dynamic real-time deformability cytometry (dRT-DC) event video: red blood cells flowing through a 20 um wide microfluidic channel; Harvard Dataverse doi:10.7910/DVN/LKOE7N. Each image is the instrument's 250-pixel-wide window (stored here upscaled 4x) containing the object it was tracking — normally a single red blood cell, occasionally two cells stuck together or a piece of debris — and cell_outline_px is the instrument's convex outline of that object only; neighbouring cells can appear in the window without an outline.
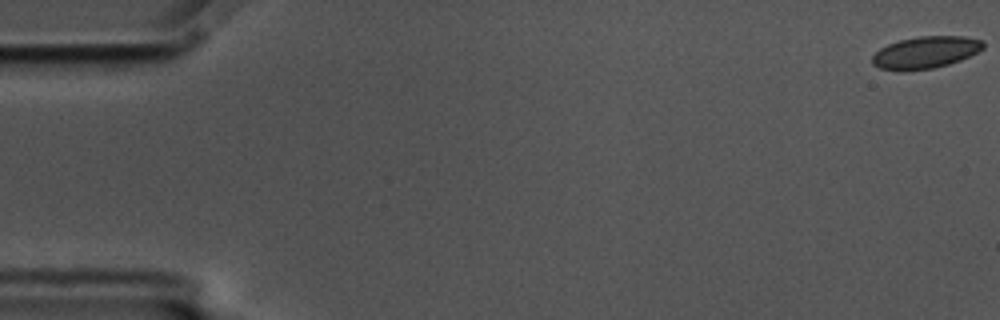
{"species": "common noctule bat (a hibernating species)", "species_latin": "Nyctalus noctula", "temperature_condition": "cold", "stored_images_in_passage": 59, "camera_frame_rate_fps": 3000, "um_per_image_px": 0.085, "animal": {"sex": "male", "body_mass_g": 17.5, "forearm_length_mm": 52.3}, "frame": {"image": 1, "passage_image": 1, "time_ms": 0.0, "image_size_px": [1000, 320], "cell_outline_px": [[984, 48], [960, 60], [948, 64], [932, 68], [900, 72], [880, 68], [872, 64], [872, 56], [880, 48], [888, 44], [900, 40], [920, 36], [964, 36], [984, 40]], "centroid_in_image_um": [78.65, 4.46], "position_along_channel_um": 6.4, "area_um2": 20.75}}
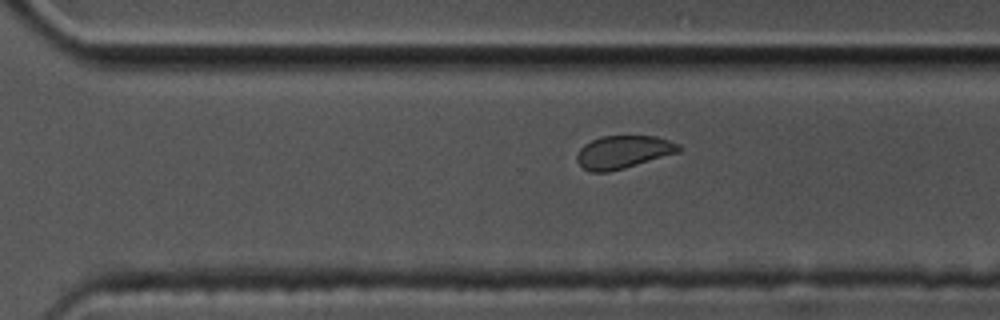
{"frame": {"image": 2, "passage_image": 41, "time_ms": 13.333, "image_size_px": [1000, 320], "cell_outline_px": [[680, 152], [624, 168], [608, 172], [592, 172], [584, 168], [576, 160], [576, 156], [580, 148], [584, 144], [600, 136], [656, 136], [680, 144]], "centroid_in_image_um": [52.97, 12.92], "position_along_channel_um": 317.6, "area_um2": 19.48}}
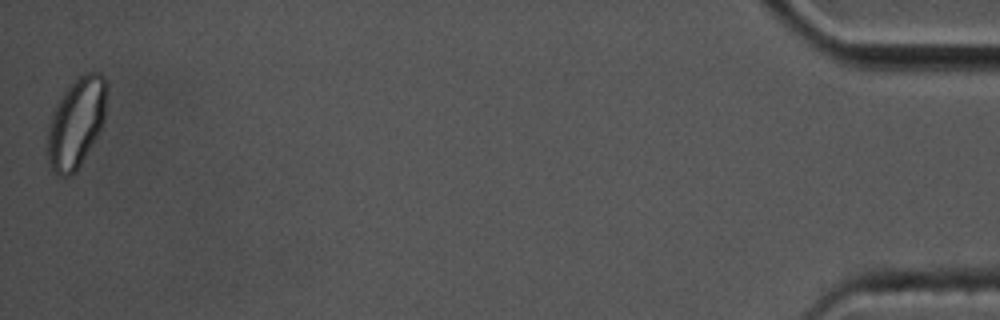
{"frame": {"image": 3, "passage_image": 59, "time_ms": 19.333, "image_size_px": [1000, 320], "cell_outline_px": [[108, 84], [104, 120], [92, 144], [76, 172], [68, 176], [60, 176], [52, 172], [48, 164], [44, 152], [48, 124], [52, 112], [56, 104], [64, 92], [76, 76], [84, 72], [100, 72], [104, 76]], "centroid_in_image_um": [6.44, 10.43], "position_along_channel_um": 428.8, "area_um2": 31.85}, "authors_computed_cell_mechanics": {"area_um2": 20.8658, "velocity_mm_per_s": 3.4243, "shape_relaxation_time_tau1_ms": 3.7446, "shape_relaxation_time_tau2_ms": 1.9416, "deformation_change_tau1": 0.0468, "deformation_change_tau2": 0.04}}